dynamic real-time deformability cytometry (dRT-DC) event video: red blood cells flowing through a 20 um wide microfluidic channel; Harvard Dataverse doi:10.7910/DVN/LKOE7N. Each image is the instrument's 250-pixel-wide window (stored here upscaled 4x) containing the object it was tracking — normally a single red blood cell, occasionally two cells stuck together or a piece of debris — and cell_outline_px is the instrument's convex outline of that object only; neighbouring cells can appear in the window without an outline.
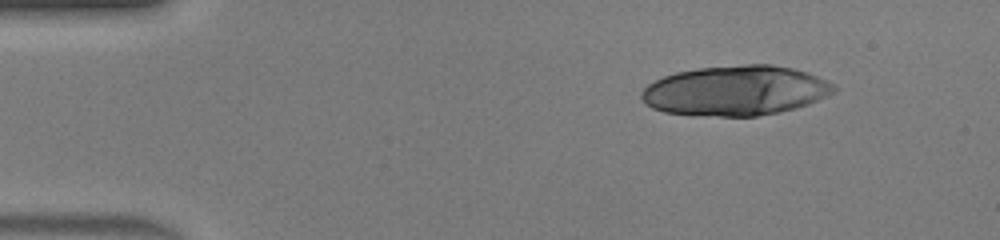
{"species": "human", "species_latin": "Homo sapiens", "temperature_condition": "warm", "stored_images_in_passage": 12, "camera_frame_rate_fps": 3000, "um_per_image_px": 0.085, "donor": {"sex": "male"}, "frame": {"image": 1, "passage_image": 1, "time_ms": 0.0, "image_size_px": [1000, 240], "cell_outline_px": [[836, 92], [808, 104], [796, 108], [780, 112], [756, 116], [720, 116], [664, 112], [652, 108], [644, 104], [640, 96], [640, 92], [648, 84], [664, 76], [676, 72], [700, 68], [744, 64], [772, 64], [792, 68], [808, 72], [828, 80], [836, 84]], "centroid_in_image_um": [62.55, 7.69], "position_along_channel_um": 22.4, "area_um2": 56.18}}